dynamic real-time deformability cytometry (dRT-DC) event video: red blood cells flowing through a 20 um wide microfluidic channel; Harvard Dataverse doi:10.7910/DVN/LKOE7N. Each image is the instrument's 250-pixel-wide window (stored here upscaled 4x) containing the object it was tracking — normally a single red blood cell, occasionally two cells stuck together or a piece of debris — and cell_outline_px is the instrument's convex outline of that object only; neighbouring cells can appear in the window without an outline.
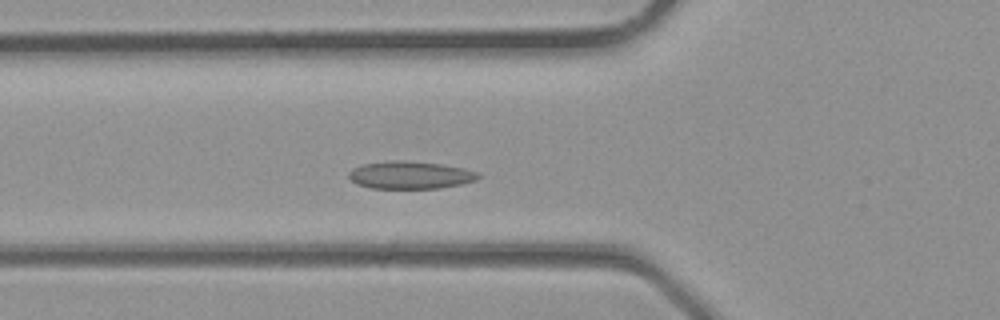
{"species": "common noctule bat (a hibernating species)", "species_latin": "Nyctalus noctula", "temperature_condition": "room temperature", "stored_images_in_passage": 26, "camera_frame_rate_fps": 3000, "um_per_image_px": 0.085, "animal": {"sex": "male", "body_mass_g": 23.1, "forearm_length_mm": 52.7}, "frame": {"image": 1, "passage_image": 9, "time_ms": 2.667, "image_size_px": [1000, 320], "cell_outline_px": [[480, 176], [476, 180], [460, 184], [440, 188], [372, 188], [356, 184], [348, 176], [348, 172], [352, 168], [364, 164], [388, 160], [404, 160], [444, 164], [464, 168], [476, 172]], "centroid_in_image_um": [34.85, 14.87], "position_along_channel_um": 91.0, "area_um2": 20.87}}
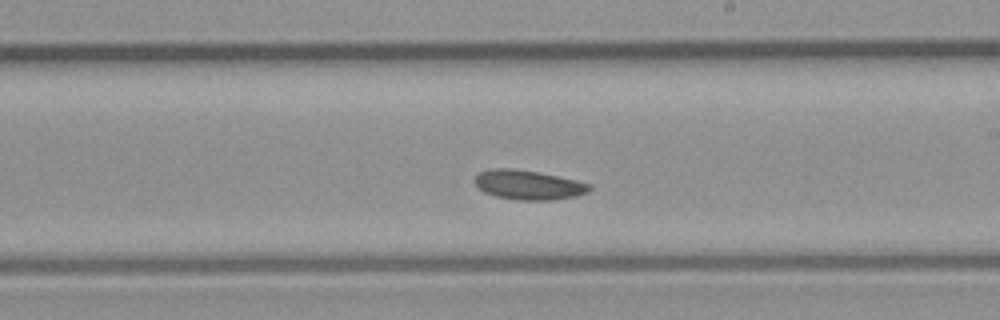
{"frame": {"image": 2, "passage_image": 17, "time_ms": 5.333, "image_size_px": [1000, 320], "cell_outline_px": [[592, 188], [588, 192], [576, 196], [552, 200], [520, 200], [496, 196], [484, 192], [476, 184], [476, 176], [480, 172], [492, 168], [512, 168], [540, 172], [576, 180], [592, 184]], "centroid_in_image_um": [44.96, 15.71], "position_along_channel_um": 244.0, "area_um2": 19.65}}
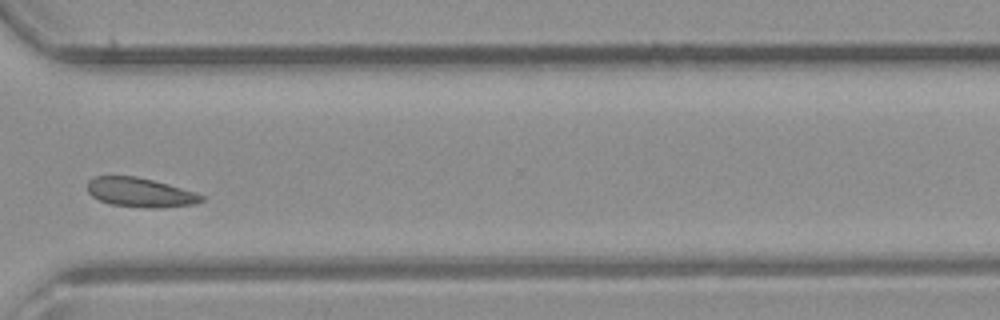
{"frame": {"image": 3, "passage_image": 23, "time_ms": 7.333, "image_size_px": [1000, 320], "cell_outline_px": [[204, 200], [192, 204], [160, 208], [148, 208], [112, 204], [100, 200], [92, 196], [88, 192], [88, 180], [96, 176], [136, 176], [168, 184], [196, 192], [204, 196]], "centroid_in_image_um": [11.92, 16.35], "position_along_channel_um": 358.7, "area_um2": 19.31}}